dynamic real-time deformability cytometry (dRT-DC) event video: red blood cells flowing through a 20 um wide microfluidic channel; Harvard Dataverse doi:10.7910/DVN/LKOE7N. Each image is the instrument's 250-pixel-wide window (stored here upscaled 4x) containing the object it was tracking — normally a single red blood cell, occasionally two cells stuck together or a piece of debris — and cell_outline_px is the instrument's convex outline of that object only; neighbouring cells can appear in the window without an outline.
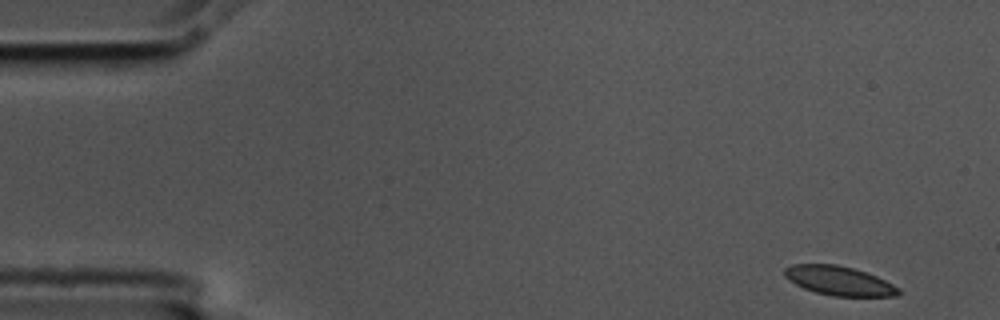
{"species": "common noctule bat (a hibernating species)", "species_latin": "Nyctalus noctula", "temperature_condition": "cold", "stored_images_in_passage": 9, "camera_frame_rate_fps": 3000, "um_per_image_px": 0.085, "animal": {"sex": "male", "body_mass_g": 17.5, "forearm_length_mm": 52.3}, "frame": {"image": 1, "passage_image": 1, "time_ms": 0.0, "image_size_px": [1000, 320], "cell_outline_px": [[900, 292], [896, 296], [832, 296], [816, 292], [804, 288], [788, 280], [784, 276], [784, 268], [792, 264], [836, 264], [852, 268], [876, 276], [900, 288]], "centroid_in_image_um": [71.29, 23.86], "position_along_channel_um": 13.7, "area_um2": 19.25}}